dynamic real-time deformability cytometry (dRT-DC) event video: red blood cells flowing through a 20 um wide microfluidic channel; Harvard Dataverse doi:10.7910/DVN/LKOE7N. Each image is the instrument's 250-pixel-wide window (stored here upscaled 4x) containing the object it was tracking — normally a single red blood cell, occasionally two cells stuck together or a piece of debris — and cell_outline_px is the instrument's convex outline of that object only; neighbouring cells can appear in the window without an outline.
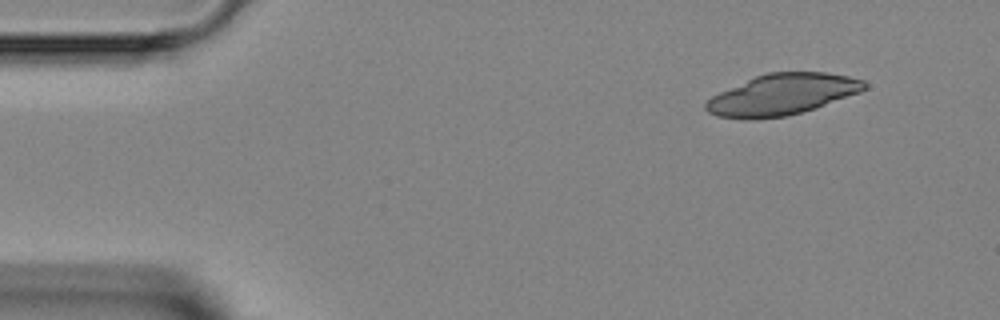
{"species": "Egyptian fruit bat (a non-hibernating species)", "species_latin": "Rousettus aegyptiacus", "temperature_condition": "room temperature", "stored_images_in_passage": 3, "camera_frame_rate_fps": 3000, "um_per_image_px": 0.085, "animal": {"sex": "female"}, "frame": {"image": 1, "passage_image": 1, "time_ms": 0.0, "image_size_px": [1000, 320], "cell_outline_px": [[868, 88], [860, 92], [816, 108], [784, 116], [752, 120], [744, 120], [716, 116], [708, 112], [704, 108], [704, 104], [712, 96], [720, 92], [756, 76], [768, 72], [828, 72], [848, 76], [864, 80], [868, 84]], "centroid_in_image_um": [66.49, 8.04], "position_along_channel_um": 18.5, "area_um2": 37.97}}